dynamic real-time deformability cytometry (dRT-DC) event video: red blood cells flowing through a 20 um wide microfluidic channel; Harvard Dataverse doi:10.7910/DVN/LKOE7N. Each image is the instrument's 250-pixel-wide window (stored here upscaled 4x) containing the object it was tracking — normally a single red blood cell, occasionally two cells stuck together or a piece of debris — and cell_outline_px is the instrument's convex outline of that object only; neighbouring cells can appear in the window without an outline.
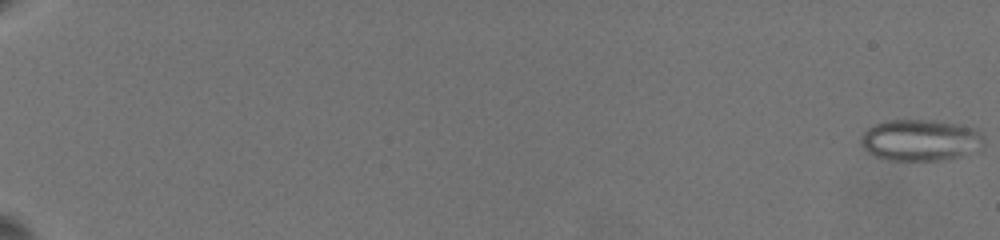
{"species": "common noctule bat (a hibernating species)", "species_latin": "Nyctalus noctula", "temperature_condition": "warm", "stored_images_in_passage": 57, "camera_frame_rate_fps": 3000, "um_per_image_px": 0.085, "animal": {"sex": "female", "body_mass_g": 19.5, "forearm_length_mm": 54.1}, "frame": {"image": 1, "passage_image": 1, "time_ms": 0.0, "image_size_px": [1000, 240], "cell_outline_px": [[984, 148], [964, 156], [940, 160], [888, 160], [876, 156], [868, 152], [860, 144], [860, 136], [872, 124], [884, 120], [936, 120], [960, 124], [972, 128], [980, 132], [984, 136]], "centroid_in_image_um": [78.26, 11.9], "position_along_channel_um": 6.7, "area_um2": 30.23}}
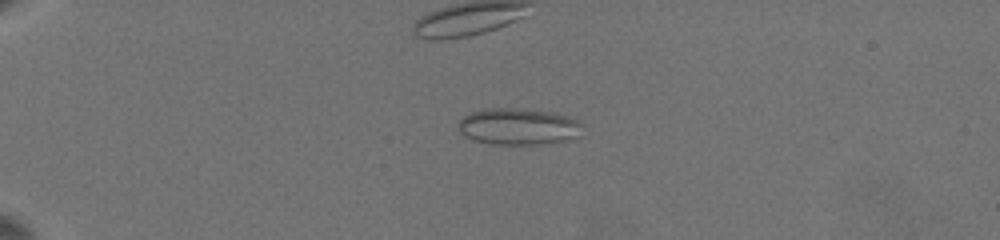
{"frame": {"image": 2, "passage_image": 19, "time_ms": 6.0, "image_size_px": [1000, 240], "cell_outline_px": [[584, 124], [568, 140], [544, 144], [492, 144], [472, 140], [464, 136], [460, 132], [456, 124], [464, 116], [472, 112], [488, 108], [520, 108], [548, 112], [580, 120]], "centroid_in_image_um": [43.98, 10.76], "position_along_channel_um": 41.0, "area_um2": 26.24}}